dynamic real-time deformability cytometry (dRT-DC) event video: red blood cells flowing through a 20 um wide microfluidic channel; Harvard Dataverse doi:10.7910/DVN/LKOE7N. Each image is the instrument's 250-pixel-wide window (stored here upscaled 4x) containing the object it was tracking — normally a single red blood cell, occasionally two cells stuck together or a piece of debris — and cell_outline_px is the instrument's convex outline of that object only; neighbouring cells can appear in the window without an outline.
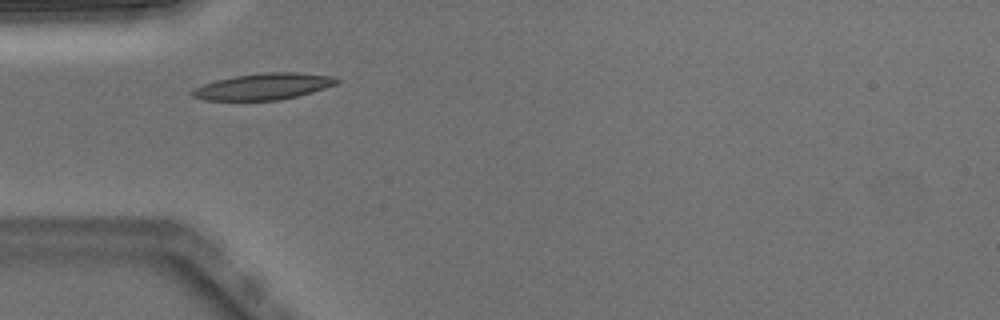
{"species": "Egyptian fruit bat (a non-hibernating species)", "species_latin": "Rousettus aegyptiacus", "temperature_condition": "warm", "stored_images_in_passage": 5, "camera_frame_rate_fps": 3000, "um_per_image_px": 0.085, "animal": {"sex": "male"}, "frame": {"image": 1, "passage_image": 2, "time_ms": 0.333, "image_size_px": [1000, 320], "cell_outline_px": [[340, 80], [336, 84], [312, 92], [280, 100], [204, 100], [192, 96], [188, 92], [192, 88], [216, 80], [236, 76], [264, 72], [296, 72], [336, 76]], "centroid_in_image_um": [22.38, 7.35], "position_along_channel_um": 62.6, "area_um2": 22.25}}
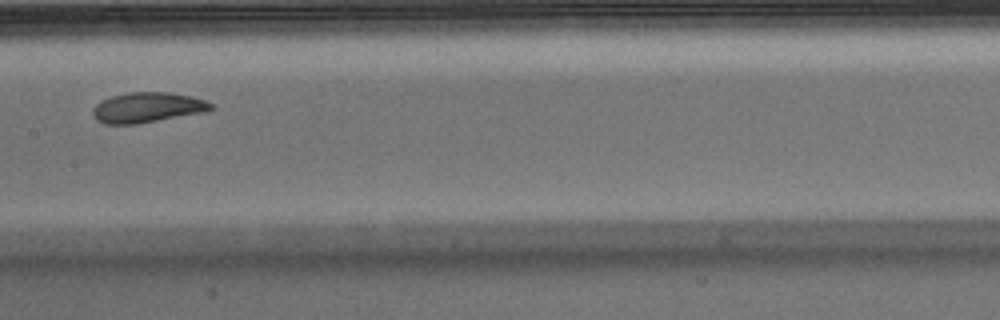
{"frame": {"image": 2, "passage_image": 5, "time_ms": 1.333, "image_size_px": [1000, 320], "cell_outline_px": [[212, 108], [204, 112], [136, 124], [104, 124], [96, 120], [92, 116], [92, 108], [96, 104], [112, 96], [128, 92], [172, 92], [192, 96], [204, 100], [212, 104]], "centroid_in_image_um": [12.49, 9.13], "position_along_channel_um": 194.9, "area_um2": 20.75}}